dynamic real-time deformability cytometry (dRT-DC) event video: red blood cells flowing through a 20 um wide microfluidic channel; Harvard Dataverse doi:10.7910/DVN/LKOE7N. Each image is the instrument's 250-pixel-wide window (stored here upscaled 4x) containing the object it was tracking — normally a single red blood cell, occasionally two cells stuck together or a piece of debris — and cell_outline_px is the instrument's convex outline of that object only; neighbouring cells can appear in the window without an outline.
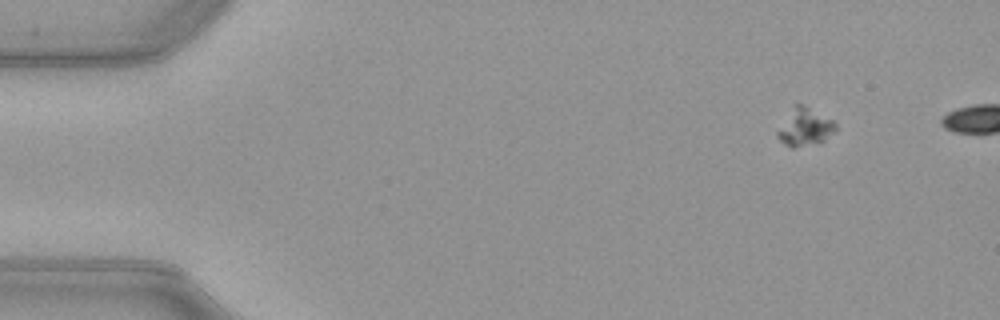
{"species": "common noctule bat (a hibernating species)", "species_latin": "Nyctalus noctula", "temperature_condition": "warm", "stored_images_in_passage": 4, "camera_frame_rate_fps": 3000, "um_per_image_px": 0.085, "animal": {"sex": "female", "body_mass_g": 21.9}, "frame": {"image": 1, "passage_image": 1, "time_ms": 0.0, "image_size_px": [1000, 320], "cell_outline_px": [[836, 132], [824, 140], [792, 148], [784, 144], [776, 136], [776, 132], [796, 104], [804, 104], [832, 120], [836, 124]], "centroid_in_image_um": [68.43, 10.81], "position_along_channel_um": 16.6, "area_um2": 12.37}}